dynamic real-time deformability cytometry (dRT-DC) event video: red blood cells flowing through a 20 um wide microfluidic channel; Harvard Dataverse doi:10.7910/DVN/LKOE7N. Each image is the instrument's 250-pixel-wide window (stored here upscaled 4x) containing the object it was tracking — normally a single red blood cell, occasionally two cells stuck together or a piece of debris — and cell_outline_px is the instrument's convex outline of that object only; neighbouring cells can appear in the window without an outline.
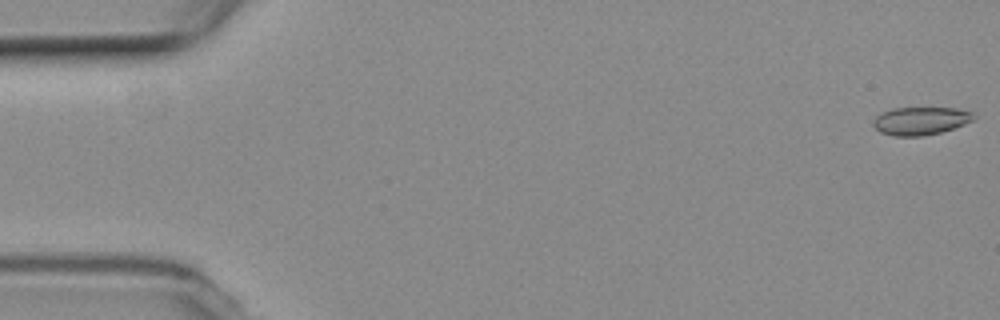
{"species": "common noctule bat (a hibernating species)", "species_latin": "Nyctalus noctula", "temperature_condition": "room temperature", "stored_images_in_passage": 57, "camera_frame_rate_fps": 3000, "um_per_image_px": 0.085, "animal": {"sex": "female", "body_mass_g": 19.3, "forearm_length_mm": 54.1}, "frame": {"image": 1, "passage_image": 1, "time_ms": 0.0, "image_size_px": [1000, 320], "cell_outline_px": [[976, 116], [972, 120], [964, 124], [940, 132], [920, 136], [892, 136], [880, 132], [872, 124], [872, 120], [880, 112], [892, 108], [956, 108], [972, 112]], "centroid_in_image_um": [78.2, 10.26], "position_along_channel_um": 6.8, "area_um2": 16.36}}
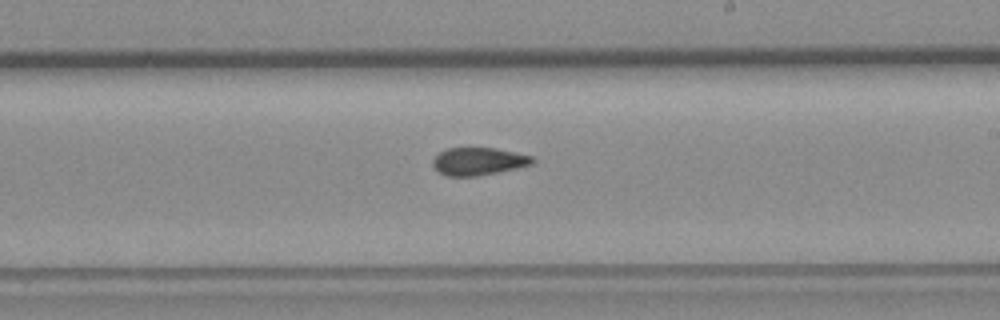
{"frame": {"image": 2, "passage_image": 33, "time_ms": 10.667, "image_size_px": [1000, 320], "cell_outline_px": [[536, 160], [532, 164], [516, 168], [476, 176], [444, 176], [432, 164], [432, 160], [440, 152], [448, 148], [496, 148], [532, 156]], "centroid_in_image_um": [40.67, 13.71], "position_along_channel_um": 248.3, "area_um2": 15.9}}
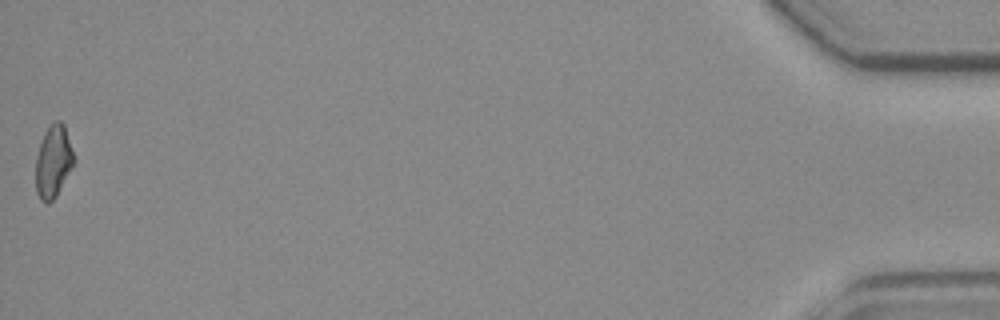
{"frame": {"image": 3, "passage_image": 57, "time_ms": 18.667, "image_size_px": [1000, 320], "cell_outline_px": [[76, 160], [72, 168], [56, 196], [48, 204], [40, 200], [36, 192], [36, 156], [40, 140], [48, 124], [52, 120], [60, 120], [64, 124]], "centroid_in_image_um": [4.53, 13.68], "position_along_channel_um": 430.7, "area_um2": 16.47}, "authors_computed_cell_mechanics": {"area_um2": 16.6464, "velocity_mm_per_s": 3.6033, "shape_relaxation_time_tau1_ms": null, "shape_relaxation_time_tau2_ms": 3.6652, "deformation_change_tau1": null, "deformation_change_tau2": 0.0804}}